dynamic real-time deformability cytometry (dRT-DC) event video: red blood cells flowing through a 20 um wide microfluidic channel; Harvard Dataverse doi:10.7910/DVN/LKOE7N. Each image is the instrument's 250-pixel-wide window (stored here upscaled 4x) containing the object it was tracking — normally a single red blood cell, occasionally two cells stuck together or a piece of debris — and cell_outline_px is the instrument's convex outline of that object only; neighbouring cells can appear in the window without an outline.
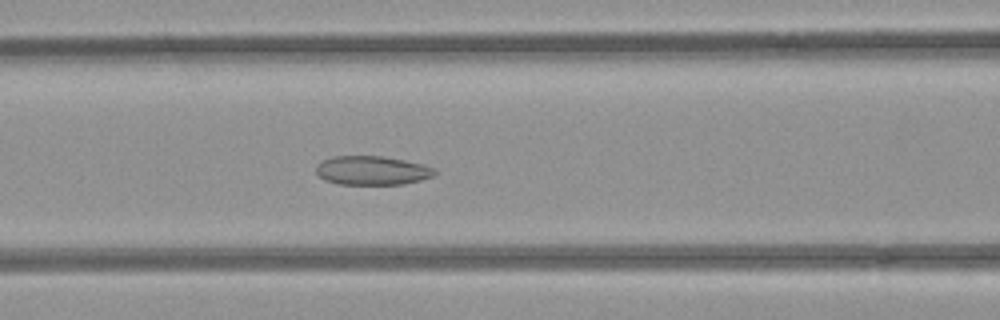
{"species": "common noctule bat (a hibernating species)", "species_latin": "Nyctalus noctula", "temperature_condition": "room temperature", "stored_images_in_passage": 45, "camera_frame_rate_fps": 3000, "um_per_image_px": 0.085, "animal": {"sex": "female", "body_mass_g": 21.9}, "frame": {"image": 1, "passage_image": 21, "time_ms": 6.667, "image_size_px": [1000, 320], "cell_outline_px": [[436, 176], [404, 184], [340, 184], [324, 180], [316, 172], [316, 164], [320, 160], [332, 156], [384, 156], [424, 164], [436, 168]], "centroid_in_image_um": [31.64, 14.48], "position_along_channel_um": 135.0, "area_um2": 20.29}}
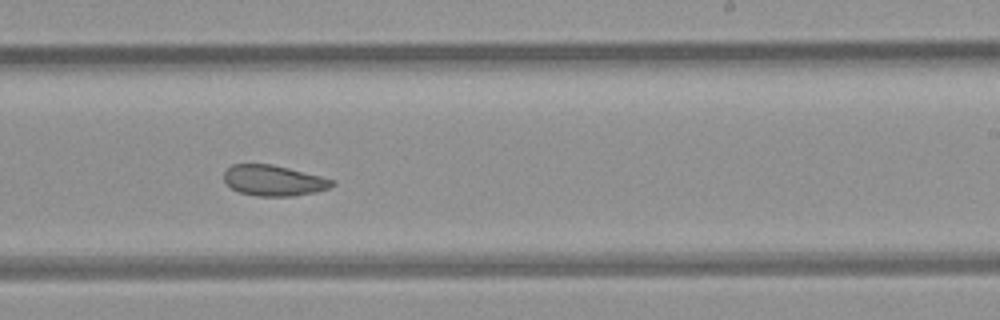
{"frame": {"image": 2, "passage_image": 31, "time_ms": 10.0, "image_size_px": [1000, 320], "cell_outline_px": [[336, 184], [328, 188], [316, 192], [292, 196], [256, 196], [240, 192], [232, 188], [224, 180], [224, 172], [232, 164], [272, 164], [336, 180]], "centroid_in_image_um": [23.28, 15.34], "position_along_channel_um": 265.7, "area_um2": 19.25}}
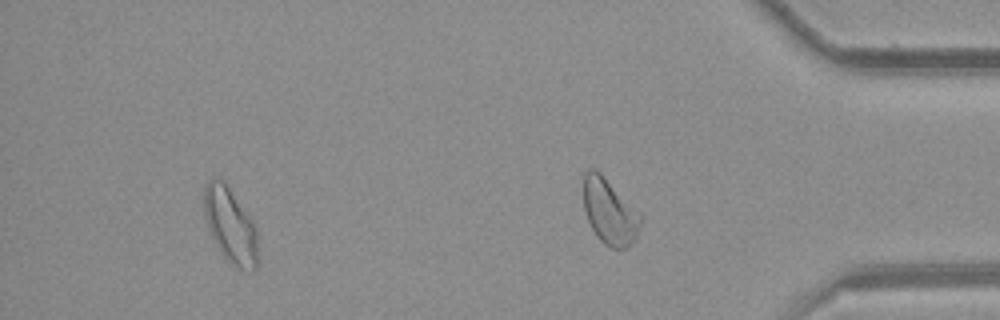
{"frame": {"image": 3, "passage_image": 41, "time_ms": 13.333, "image_size_px": [1000, 320], "cell_outline_px": [[260, 264], [252, 272], [248, 272], [232, 264], [220, 252], [208, 228], [204, 216], [204, 184], [212, 176], [224, 180], [248, 212], [256, 228]], "centroid_in_image_um": [19.61, 19.15], "position_along_channel_um": 415.6, "area_um2": 24.28}, "authors_computed_cell_mechanics": {"area_um2": 23.0044, "velocity_mm_per_s": 3.9256, "shape_relaxation_time_tau1_ms": null, "shape_relaxation_time_tau2_ms": 2.9701, "deformation_change_tau1": null, "deformation_change_tau2": 0.0866}}